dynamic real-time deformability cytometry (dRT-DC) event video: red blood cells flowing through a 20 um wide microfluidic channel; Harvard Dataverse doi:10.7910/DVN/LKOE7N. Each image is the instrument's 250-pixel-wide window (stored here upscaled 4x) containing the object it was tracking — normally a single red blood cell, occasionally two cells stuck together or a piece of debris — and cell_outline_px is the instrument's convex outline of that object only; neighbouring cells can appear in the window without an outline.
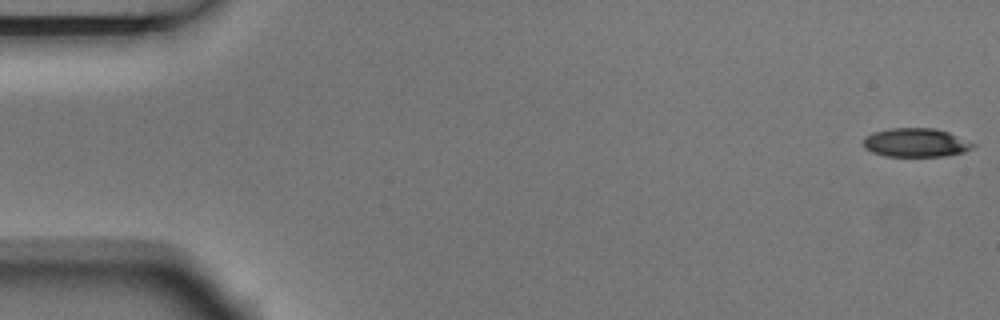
{"species": "Egyptian fruit bat (a non-hibernating species)", "species_latin": "Rousettus aegyptiacus", "temperature_condition": "room temperature", "stored_images_in_passage": 5, "camera_frame_rate_fps": 3000, "um_per_image_px": 0.085, "animal": {"sex": "male"}, "frame": {"image": 1, "passage_image": 1, "time_ms": 0.0, "image_size_px": [1000, 320], "cell_outline_px": [[976, 144], [972, 148], [964, 152], [944, 156], [884, 156], [872, 152], [864, 148], [864, 136], [872, 132], [888, 128], [936, 128], [948, 132]], "centroid_in_image_um": [77.81, 12.12], "position_along_channel_um": 7.2, "area_um2": 18.44}}